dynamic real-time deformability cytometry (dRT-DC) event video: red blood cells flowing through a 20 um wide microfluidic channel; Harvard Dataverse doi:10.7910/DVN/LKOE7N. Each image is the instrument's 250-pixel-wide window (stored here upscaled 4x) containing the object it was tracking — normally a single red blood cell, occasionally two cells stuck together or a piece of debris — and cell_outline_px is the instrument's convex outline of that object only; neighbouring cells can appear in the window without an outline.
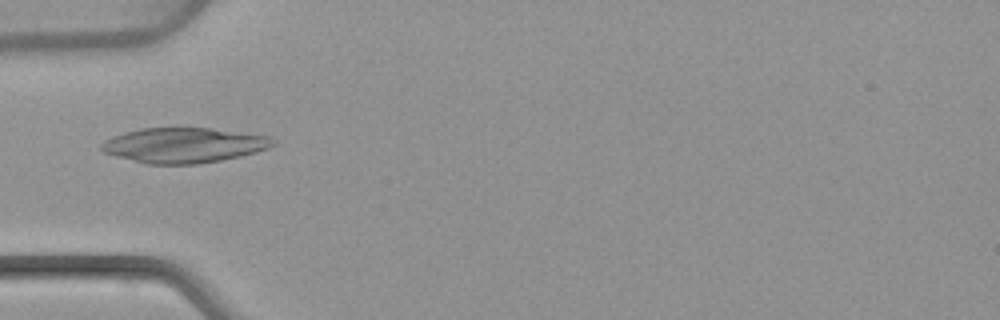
{"species": "common noctule bat (a hibernating species)", "species_latin": "Nyctalus noctula", "temperature_condition": "warm", "stored_images_in_passage": 49, "camera_frame_rate_fps": 3000, "um_per_image_px": 0.085, "animal": {"sex": "female", "body_mass_g": 22.7, "forearm_length_mm": 54.2}, "frame": {"image": 1, "passage_image": 16, "time_ms": 5.0, "image_size_px": [1000, 320], "cell_outline_px": [[276, 144], [268, 148], [256, 152], [240, 156], [220, 160], [196, 164], [148, 164], [116, 156], [104, 152], [100, 148], [100, 144], [104, 140], [112, 136], [124, 132], [140, 128], [212, 128], [272, 136], [276, 140]], "centroid_in_image_um": [15.65, 12.33], "position_along_channel_um": 69.4, "area_um2": 35.2}}
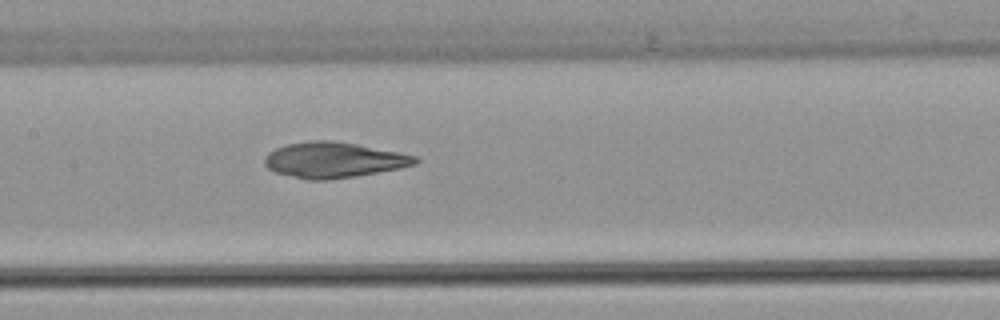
{"frame": {"image": 2, "passage_image": 24, "time_ms": 7.667, "image_size_px": [1000, 320], "cell_outline_px": [[420, 160], [416, 164], [400, 168], [356, 176], [328, 180], [308, 180], [276, 172], [268, 168], [264, 164], [264, 156], [268, 152], [276, 148], [288, 144], [308, 140], [332, 140], [356, 144], [400, 152], [416, 156]], "centroid_in_image_um": [28.36, 13.59], "position_along_channel_um": 179.0, "area_um2": 31.27}}
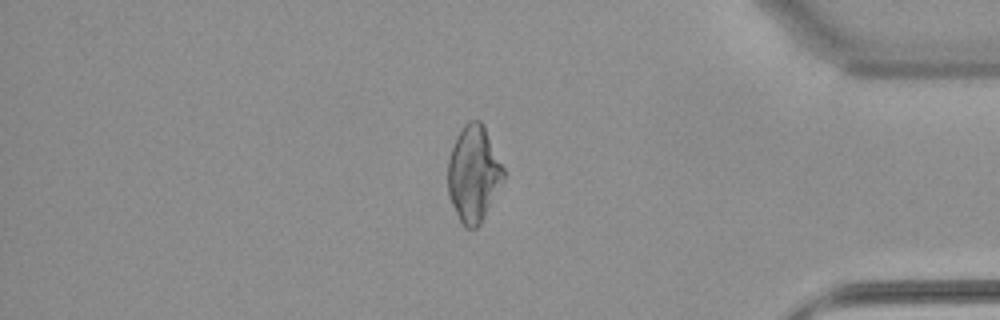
{"frame": {"image": 3, "passage_image": 42, "time_ms": 13.667, "image_size_px": [1000, 320], "cell_outline_px": [[504, 180], [480, 224], [476, 228], [464, 228], [452, 204], [448, 192], [448, 160], [456, 136], [464, 124], [468, 120], [480, 120], [484, 124], [504, 168]], "centroid_in_image_um": [40.26, 14.75], "position_along_channel_um": 394.9, "area_um2": 31.15}}